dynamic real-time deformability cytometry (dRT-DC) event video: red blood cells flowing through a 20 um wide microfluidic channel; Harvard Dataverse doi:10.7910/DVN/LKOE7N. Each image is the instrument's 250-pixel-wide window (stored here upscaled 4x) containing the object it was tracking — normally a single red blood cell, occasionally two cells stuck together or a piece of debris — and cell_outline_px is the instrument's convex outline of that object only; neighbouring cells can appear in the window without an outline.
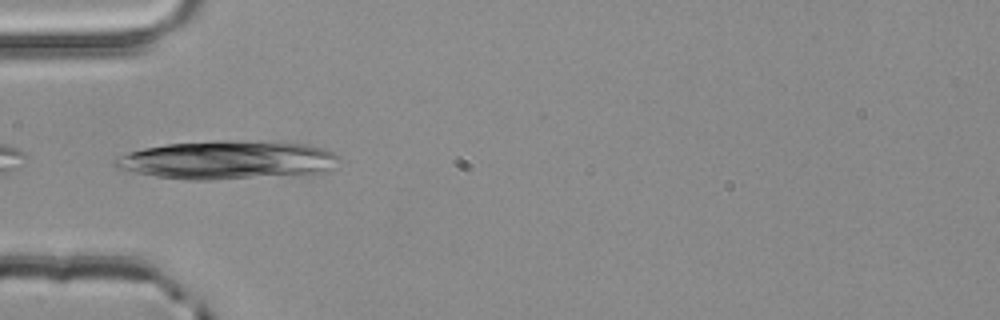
{"species": "common noctule bat (a hibernating species)", "species_latin": "Nyctalus noctula", "temperature_condition": "room temperature", "stored_images_in_passage": 3, "camera_frame_rate_fps": 3000, "um_per_image_px": 0.085, "animal": {"sex": "male", "body_mass_g": 20.4}, "frame": {"image": 1, "passage_image": 3, "time_ms": 0.667, "image_size_px": [1000, 320], "cell_outline_px": [[340, 160], [328, 172], [308, 176], [216, 180], [188, 180], [156, 176], [116, 168], [112, 164], [112, 160], [116, 156], [128, 152], [144, 148], [168, 144], [216, 140], [232, 140], [308, 144], [324, 148], [340, 156]], "centroid_in_image_um": [19.42, 13.63], "position_along_channel_um": 65.6, "area_um2": 51.5}}